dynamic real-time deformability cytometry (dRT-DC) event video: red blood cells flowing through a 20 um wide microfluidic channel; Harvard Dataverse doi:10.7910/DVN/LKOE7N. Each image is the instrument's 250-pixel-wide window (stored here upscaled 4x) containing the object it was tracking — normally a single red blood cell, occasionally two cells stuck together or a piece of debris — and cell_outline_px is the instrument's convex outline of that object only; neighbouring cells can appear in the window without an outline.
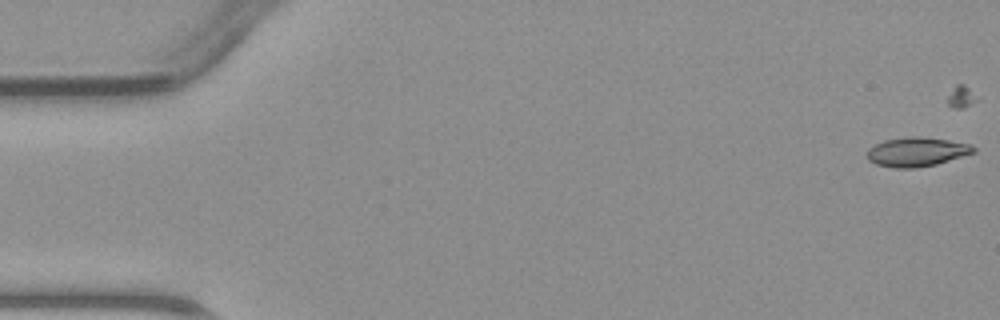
{"species": "common noctule bat (a hibernating species)", "species_latin": "Nyctalus noctula", "temperature_condition": "warm", "stored_images_in_passage": 33, "camera_frame_rate_fps": 3000, "um_per_image_px": 0.085, "animal": {"sex": "male", "body_mass_g": 23.1, "forearm_length_mm": 52.7}, "frame": {"image": 1, "passage_image": 1, "time_ms": 0.0, "image_size_px": [1000, 320], "cell_outline_px": [[976, 152], [936, 164], [912, 168], [896, 168], [876, 164], [868, 160], [868, 148], [884, 140], [912, 136], [920, 136], [948, 140], [972, 144], [976, 148]], "centroid_in_image_um": [77.94, 12.9], "position_along_channel_um": 7.1, "area_um2": 18.03}}